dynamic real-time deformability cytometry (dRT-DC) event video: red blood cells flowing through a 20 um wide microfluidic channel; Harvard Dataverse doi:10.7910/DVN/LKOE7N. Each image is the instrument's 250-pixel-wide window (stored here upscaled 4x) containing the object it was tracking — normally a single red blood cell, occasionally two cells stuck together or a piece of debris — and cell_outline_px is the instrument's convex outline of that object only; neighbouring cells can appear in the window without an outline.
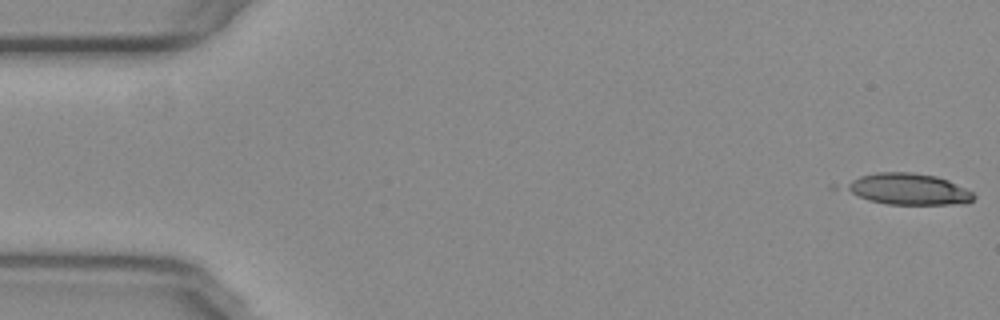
{"species": "common noctule bat (a hibernating species)", "species_latin": "Nyctalus noctula", "temperature_condition": "warm", "stored_images_in_passage": 10, "camera_frame_rate_fps": 3000, "um_per_image_px": 0.085, "animal": {"sex": "female", "body_mass_g": 29.2, "forearm_length_mm": 56.3}, "frame": {"image": 1, "passage_image": 1, "time_ms": 0.0, "image_size_px": [1000, 320], "cell_outline_px": [[976, 196], [968, 204], [888, 204], [868, 200], [844, 188], [844, 184], [860, 176], [876, 172], [912, 172], [936, 176], [948, 180], [972, 192]], "centroid_in_image_um": [77.24, 16.07], "position_along_channel_um": 7.8, "area_um2": 23.18}}